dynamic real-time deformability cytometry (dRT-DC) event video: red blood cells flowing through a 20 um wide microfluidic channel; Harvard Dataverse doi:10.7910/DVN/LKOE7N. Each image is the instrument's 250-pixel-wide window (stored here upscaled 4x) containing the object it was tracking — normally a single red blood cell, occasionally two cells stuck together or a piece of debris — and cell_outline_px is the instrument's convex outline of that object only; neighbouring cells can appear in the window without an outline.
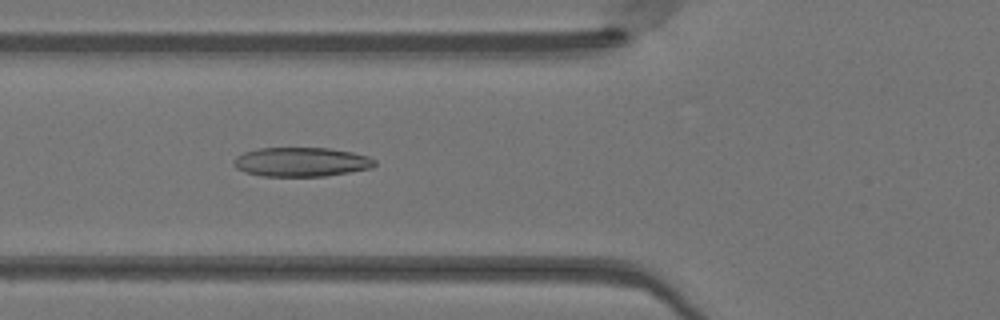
{"species": "Egyptian fruit bat (a non-hibernating species)", "species_latin": "Rousettus aegyptiacus", "temperature_condition": "warm", "stored_images_in_passage": 49, "camera_frame_rate_fps": 3000, "um_per_image_px": 0.085, "animal": {"sex": "female"}, "frame": {"image": 1, "passage_image": 18, "time_ms": 5.667, "image_size_px": [1000, 320], "cell_outline_px": [[376, 164], [372, 168], [324, 176], [260, 176], [244, 172], [236, 168], [232, 164], [236, 156], [244, 152], [260, 148], [328, 148], [352, 152], [368, 156], [376, 160]], "centroid_in_image_um": [25.59, 13.77], "position_along_channel_um": 100.2, "area_um2": 24.04}}
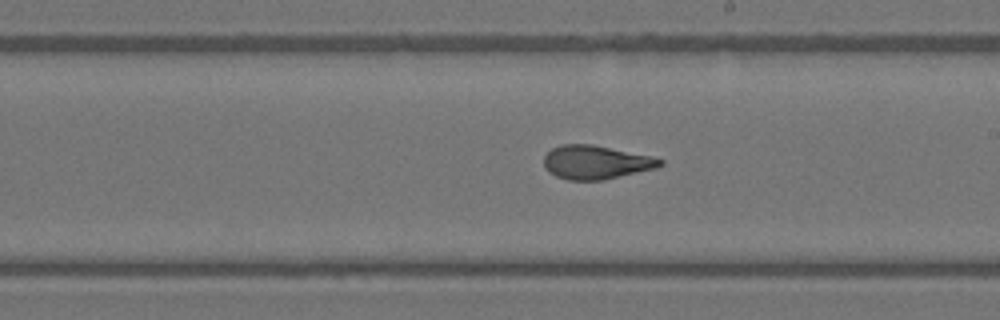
{"frame": {"image": 2, "passage_image": 28, "time_ms": 9.0, "image_size_px": [1000, 320], "cell_outline_px": [[664, 164], [656, 168], [604, 180], [568, 180], [556, 176], [548, 172], [544, 168], [544, 156], [552, 148], [560, 144], [592, 144], [652, 156], [664, 160]], "centroid_in_image_um": [50.64, 13.79], "position_along_channel_um": 238.4, "area_um2": 22.95}}
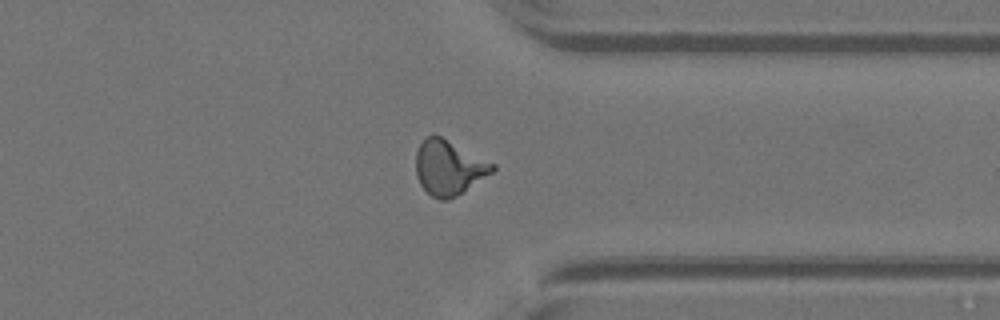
{"frame": {"image": 3, "passage_image": 38, "time_ms": 12.333, "image_size_px": [1000, 320], "cell_outline_px": [[496, 168], [492, 172], [456, 196], [448, 200], [440, 200], [432, 196], [420, 184], [416, 176], [416, 152], [424, 136], [440, 136], [496, 164]], "centroid_in_image_um": [38.13, 14.24], "position_along_channel_um": 373.3, "area_um2": 24.16}, "authors_computed_cell_mechanics": {"area_um2": 23.4668, "velocity_mm_per_s": 4.143, "shape_relaxation_time_tau1_ms": 6.3934, "shape_relaxation_time_tau2_ms": 1.1566, "deformation_change_tau1": 0.2256, "deformation_change_tau2": 0.0924}}